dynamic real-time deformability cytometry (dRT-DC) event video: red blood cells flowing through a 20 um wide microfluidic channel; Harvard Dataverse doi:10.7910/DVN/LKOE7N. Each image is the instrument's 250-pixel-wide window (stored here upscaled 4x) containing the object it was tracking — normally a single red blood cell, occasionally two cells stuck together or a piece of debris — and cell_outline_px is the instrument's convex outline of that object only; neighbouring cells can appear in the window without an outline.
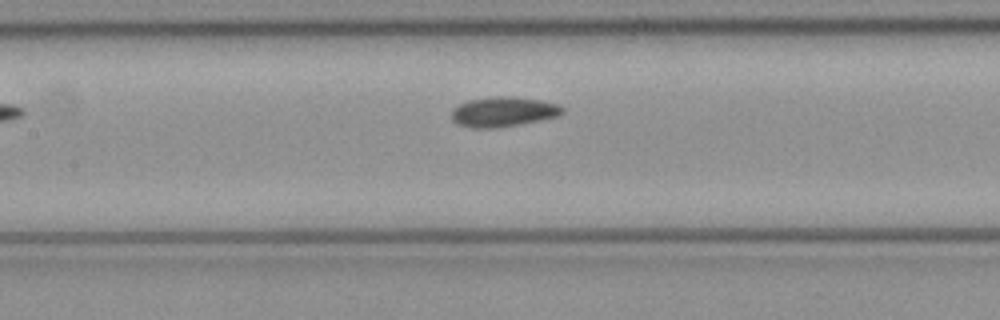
{"species": "common noctule bat (a hibernating species)", "species_latin": "Nyctalus noctula", "temperature_condition": "cold", "stored_images_in_passage": 5, "camera_frame_rate_fps": 3000, "um_per_image_px": 0.085, "animal": {"sex": "female", "body_mass_g": 21.9}, "frame": {"image": 1, "passage_image": 5, "time_ms": 1.333, "image_size_px": [1000, 320], "cell_outline_px": [[564, 112], [560, 116], [520, 124], [496, 128], [472, 128], [456, 124], [452, 120], [452, 108], [468, 100], [496, 96], [512, 96], [544, 100], [560, 104], [564, 108]], "centroid_in_image_um": [42.81, 9.5], "position_along_channel_um": 164.6, "area_um2": 19.65}}